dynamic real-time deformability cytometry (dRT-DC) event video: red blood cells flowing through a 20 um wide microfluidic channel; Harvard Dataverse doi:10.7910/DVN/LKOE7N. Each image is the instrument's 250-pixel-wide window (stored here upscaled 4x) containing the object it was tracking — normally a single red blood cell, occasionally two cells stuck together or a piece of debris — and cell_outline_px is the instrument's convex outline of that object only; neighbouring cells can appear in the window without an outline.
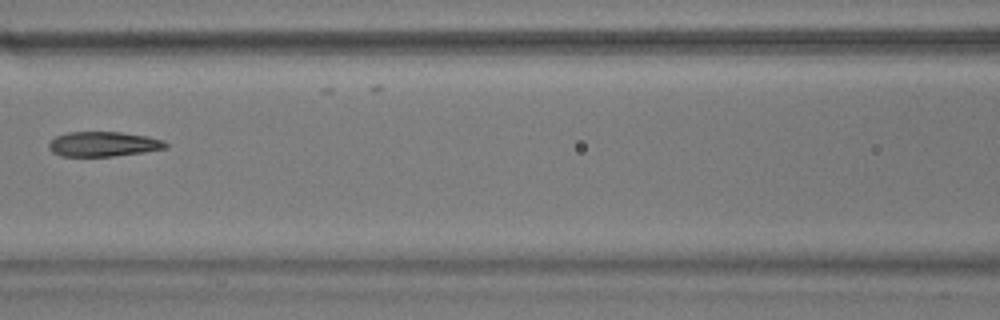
{"species": "common noctule bat (a hibernating species)", "species_latin": "Nyctalus noctula", "temperature_condition": "warm", "stored_images_in_passage": 9, "camera_frame_rate_fps": 3000, "um_per_image_px": 0.085, "animal": {"sex": "male", "body_mass_g": 17.9}, "frame": {"image": 1, "passage_image": 6, "time_ms": 1.667, "image_size_px": [1000, 320], "cell_outline_px": [[168, 148], [144, 152], [112, 156], [60, 156], [52, 152], [48, 148], [48, 144], [56, 136], [68, 132], [120, 132], [148, 136], [164, 140], [168, 144]], "centroid_in_image_um": [8.8, 12.24], "position_along_channel_um": 157.8, "area_um2": 16.99}}
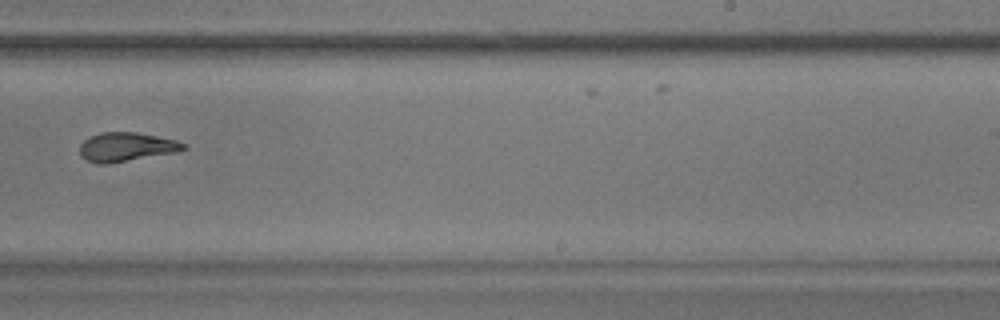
{"frame": {"image": 2, "passage_image": 9, "time_ms": 2.667, "image_size_px": [1000, 320], "cell_outline_px": [[184, 148], [172, 152], [108, 164], [96, 164], [84, 160], [80, 156], [80, 144], [88, 136], [100, 132], [136, 132], [176, 140], [184, 144]], "centroid_in_image_um": [10.6, 12.49], "position_along_channel_um": 278.4, "area_um2": 17.34}}